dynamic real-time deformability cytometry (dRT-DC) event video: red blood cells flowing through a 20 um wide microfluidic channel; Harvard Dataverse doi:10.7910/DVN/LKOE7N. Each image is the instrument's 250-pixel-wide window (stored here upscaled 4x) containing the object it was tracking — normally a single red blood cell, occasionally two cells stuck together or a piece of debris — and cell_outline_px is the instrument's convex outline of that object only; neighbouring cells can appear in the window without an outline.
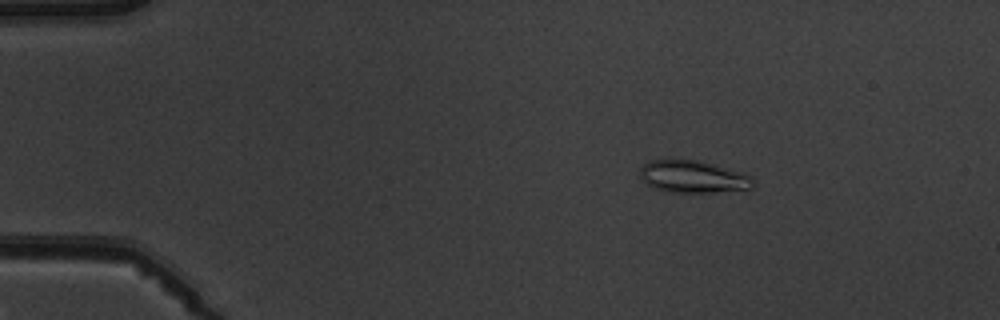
{"species": "common noctule bat (a hibernating species)", "species_latin": "Nyctalus noctula", "temperature_condition": "warm", "stored_images_in_passage": 4, "camera_frame_rate_fps": 3000, "um_per_image_px": 0.085, "animal": {"sex": "male", "body_mass_g": 19.5, "forearm_length_mm": 54.6}, "frame": {"image": 1, "passage_image": 2, "time_ms": 1.0, "image_size_px": [1000, 320], "cell_outline_px": [[756, 184], [752, 188], [712, 192], [668, 192], [656, 188], [648, 184], [640, 176], [640, 168], [644, 164], [652, 160], [696, 160], [744, 172], [752, 176], [756, 180]], "centroid_in_image_um": [58.97, 15.02], "position_along_channel_um": 26.0, "area_um2": 21.15}}